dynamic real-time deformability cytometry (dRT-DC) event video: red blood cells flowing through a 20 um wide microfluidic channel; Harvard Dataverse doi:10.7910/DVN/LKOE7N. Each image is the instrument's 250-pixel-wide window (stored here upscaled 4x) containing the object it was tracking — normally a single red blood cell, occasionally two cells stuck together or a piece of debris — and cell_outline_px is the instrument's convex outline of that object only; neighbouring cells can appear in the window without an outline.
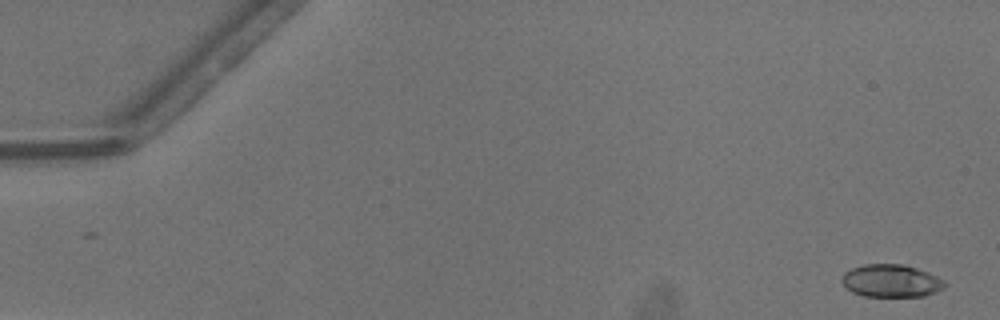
{"species": "common noctule bat (a hibernating species)", "species_latin": "Nyctalus noctula", "temperature_condition": "warm", "stored_images_in_passage": 40, "camera_frame_rate_fps": 3000, "um_per_image_px": 0.085, "animal": {"sex": "male", "body_mass_g": 13.3}, "frame": {"image": 1, "passage_image": 2, "time_ms": 0.333, "image_size_px": [1000, 320], "cell_outline_px": [[948, 284], [944, 288], [936, 292], [924, 296], [864, 296], [852, 292], [840, 280], [844, 272], [852, 268], [864, 264], [904, 264], [928, 272], [944, 280]], "centroid_in_image_um": [75.76, 23.87], "position_along_channel_um": 9.2, "area_um2": 19.65}}
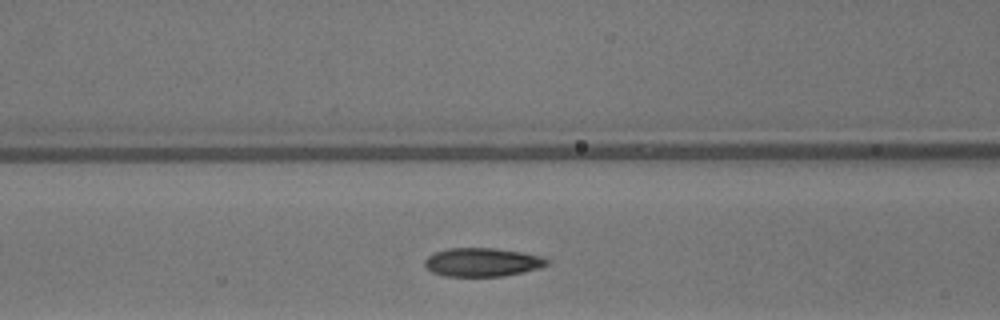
{"frame": {"image": 2, "passage_image": 22, "time_ms": 7.0, "image_size_px": [1000, 320], "cell_outline_px": [[548, 264], [540, 268], [524, 272], [504, 276], [444, 276], [432, 272], [424, 264], [424, 260], [428, 256], [436, 252], [448, 248], [492, 248], [520, 252], [540, 256], [548, 260]], "centroid_in_image_um": [40.98, 22.29], "position_along_channel_um": 125.6, "area_um2": 20.23}}
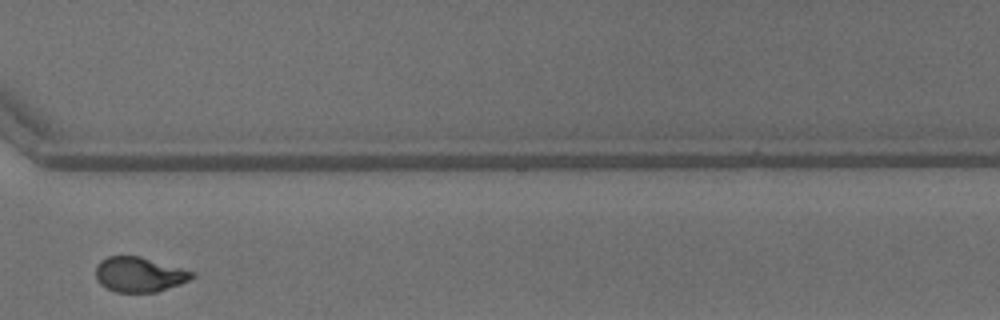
{"frame": {"image": 3, "passage_image": 39, "time_ms": 12.667, "image_size_px": [1000, 320], "cell_outline_px": [[196, 276], [180, 284], [156, 292], [116, 292], [100, 284], [96, 280], [96, 264], [100, 260], [108, 256], [140, 256], [196, 272]], "centroid_in_image_um": [11.84, 23.32], "position_along_channel_um": 358.8, "area_um2": 19.65}, "authors_computed_cell_mechanics": {"area_um2": 20.2878, "velocity_mm_per_s": 4.1107, "shape_relaxation_time_tau1_ms": 4.7035, "shape_relaxation_time_tau2_ms": 1.0674, "deformation_change_tau1": 0.1796, "deformation_change_tau2": 0.0523}}